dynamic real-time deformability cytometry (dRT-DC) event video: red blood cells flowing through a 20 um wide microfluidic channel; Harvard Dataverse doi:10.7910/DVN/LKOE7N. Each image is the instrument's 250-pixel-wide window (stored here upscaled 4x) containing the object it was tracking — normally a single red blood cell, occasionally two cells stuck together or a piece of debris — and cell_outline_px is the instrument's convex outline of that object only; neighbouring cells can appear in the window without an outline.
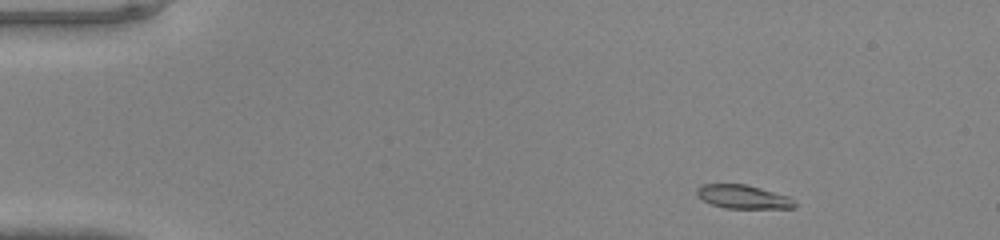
{"species": "common noctule bat (a hibernating species)", "species_latin": "Nyctalus noctula", "temperature_condition": "warm", "stored_images_in_passage": 42, "camera_frame_rate_fps": 3000, "um_per_image_px": 0.085, "animal": {"sex": "male", "body_mass_g": 20.0, "forearm_length_mm": 53.3}, "frame": {"image": 1, "passage_image": 1, "time_ms": 0.0, "image_size_px": [1000, 240], "cell_outline_px": [[796, 204], [792, 208], [724, 208], [712, 204], [696, 196], [696, 188], [700, 184], [748, 184], [788, 196]], "centroid_in_image_um": [63.11, 16.71], "position_along_channel_um": 21.9, "area_um2": 13.47}}
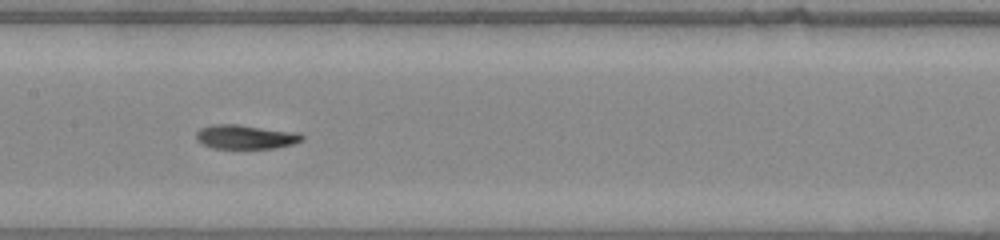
{"frame": {"image": 2, "passage_image": 19, "time_ms": 6.0, "image_size_px": [1000, 240], "cell_outline_px": [[304, 140], [292, 144], [276, 148], [212, 148], [196, 140], [196, 132], [200, 128], [212, 124], [236, 124], [300, 132], [304, 136]], "centroid_in_image_um": [20.9, 11.62], "position_along_channel_um": 186.5, "area_um2": 15.03}}
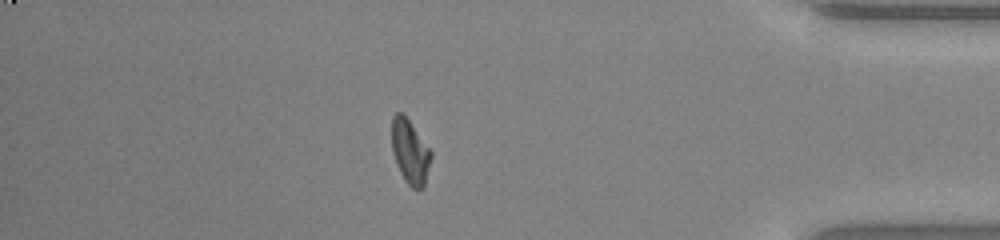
{"frame": {"image": 3, "passage_image": 36, "time_ms": 11.667, "image_size_px": [1000, 240], "cell_outline_px": [[432, 156], [424, 188], [416, 192], [404, 180], [400, 172], [392, 152], [392, 116], [396, 112], [400, 112], [408, 120], [432, 152]], "centroid_in_image_um": [34.86, 12.96], "position_along_channel_um": 400.3, "area_um2": 14.68}}